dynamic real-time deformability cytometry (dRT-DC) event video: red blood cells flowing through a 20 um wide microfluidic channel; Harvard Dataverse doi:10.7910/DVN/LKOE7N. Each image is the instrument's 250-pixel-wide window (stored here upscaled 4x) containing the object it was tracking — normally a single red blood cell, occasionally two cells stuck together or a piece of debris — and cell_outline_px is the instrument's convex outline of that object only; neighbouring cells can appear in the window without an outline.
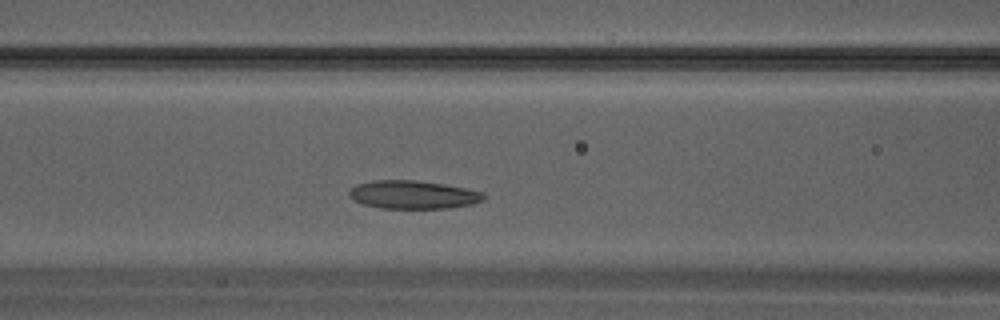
{"species": "Egyptian fruit bat (a non-hibernating species)", "species_latin": "Rousettus aegyptiacus", "temperature_condition": "warm", "stored_images_in_passage": 28, "camera_frame_rate_fps": 3000, "um_per_image_px": 0.085, "animal": {"sex": "male"}, "frame": {"image": 1, "passage_image": 9, "time_ms": 2.667, "image_size_px": [1000, 320], "cell_outline_px": [[488, 196], [484, 200], [472, 204], [448, 208], [380, 208], [364, 204], [352, 200], [348, 196], [348, 192], [356, 184], [372, 180], [412, 180], [440, 184], [464, 188], [484, 192]], "centroid_in_image_um": [35.1, 16.55], "position_along_channel_um": 131.5, "area_um2": 22.14}}
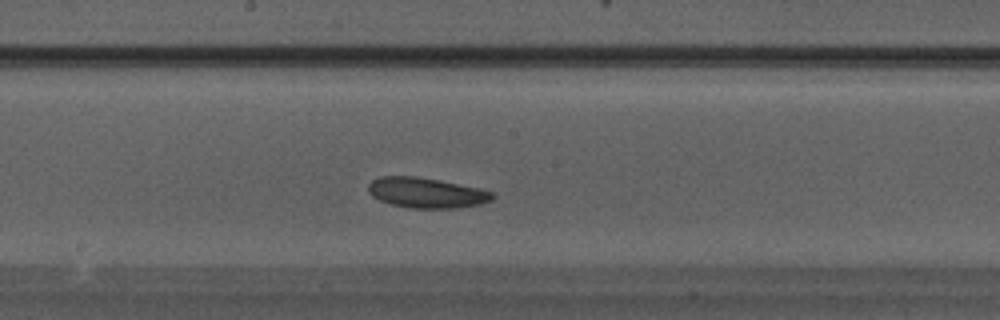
{"frame": {"image": 2, "passage_image": 13, "time_ms": 4.0, "image_size_px": [1000, 320], "cell_outline_px": [[496, 196], [492, 200], [480, 204], [456, 208], [408, 208], [392, 204], [380, 200], [372, 196], [368, 192], [368, 184], [372, 180], [380, 176], [416, 176], [440, 180], [480, 188], [492, 192]], "centroid_in_image_um": [36.24, 16.38], "position_along_channel_um": 212.0, "area_um2": 22.02}}
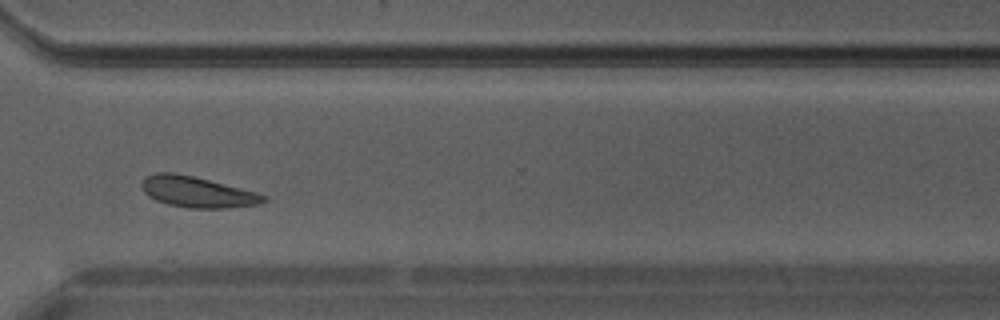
{"frame": {"image": 3, "passage_image": 20, "time_ms": 6.333, "image_size_px": [1000, 320], "cell_outline_px": [[268, 200], [260, 204], [224, 208], [188, 208], [168, 204], [156, 200], [148, 196], [144, 192], [140, 184], [144, 176], [156, 172], [172, 172], [192, 176], [256, 192], [268, 196]], "centroid_in_image_um": [16.74, 16.32], "position_along_channel_um": 353.9, "area_um2": 21.91}}